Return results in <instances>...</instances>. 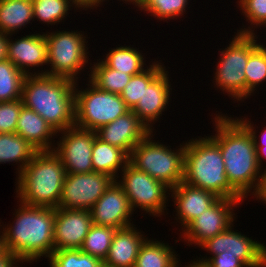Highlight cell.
<instances>
[{
    "label": "cell",
    "instance_id": "ac0fdd59",
    "mask_svg": "<svg viewBox=\"0 0 266 267\" xmlns=\"http://www.w3.org/2000/svg\"><path fill=\"white\" fill-rule=\"evenodd\" d=\"M170 190L177 205V216L184 228L219 199L211 191L191 186L183 181Z\"/></svg>",
    "mask_w": 266,
    "mask_h": 267
},
{
    "label": "cell",
    "instance_id": "1f68e13d",
    "mask_svg": "<svg viewBox=\"0 0 266 267\" xmlns=\"http://www.w3.org/2000/svg\"><path fill=\"white\" fill-rule=\"evenodd\" d=\"M71 4L81 7L76 0H33V19L55 25L64 19Z\"/></svg>",
    "mask_w": 266,
    "mask_h": 267
},
{
    "label": "cell",
    "instance_id": "d4e9b609",
    "mask_svg": "<svg viewBox=\"0 0 266 267\" xmlns=\"http://www.w3.org/2000/svg\"><path fill=\"white\" fill-rule=\"evenodd\" d=\"M169 245L145 239L133 267H177L178 258Z\"/></svg>",
    "mask_w": 266,
    "mask_h": 267
},
{
    "label": "cell",
    "instance_id": "60d3db41",
    "mask_svg": "<svg viewBox=\"0 0 266 267\" xmlns=\"http://www.w3.org/2000/svg\"><path fill=\"white\" fill-rule=\"evenodd\" d=\"M8 34L0 32V61L7 59Z\"/></svg>",
    "mask_w": 266,
    "mask_h": 267
},
{
    "label": "cell",
    "instance_id": "6da1fadb",
    "mask_svg": "<svg viewBox=\"0 0 266 267\" xmlns=\"http://www.w3.org/2000/svg\"><path fill=\"white\" fill-rule=\"evenodd\" d=\"M214 121L217 134L211 138L220 148L228 182L245 199L261 177L253 137L238 119L216 115Z\"/></svg>",
    "mask_w": 266,
    "mask_h": 267
},
{
    "label": "cell",
    "instance_id": "7c38bea8",
    "mask_svg": "<svg viewBox=\"0 0 266 267\" xmlns=\"http://www.w3.org/2000/svg\"><path fill=\"white\" fill-rule=\"evenodd\" d=\"M62 139L52 150L60 158L66 173H91L92 150L96 131L84 130L78 127H71L60 131ZM56 149V150H55Z\"/></svg>",
    "mask_w": 266,
    "mask_h": 267
},
{
    "label": "cell",
    "instance_id": "f35d334b",
    "mask_svg": "<svg viewBox=\"0 0 266 267\" xmlns=\"http://www.w3.org/2000/svg\"><path fill=\"white\" fill-rule=\"evenodd\" d=\"M248 130L249 132L251 133L252 137H253V140H254V143H255V149H256V154H257V159H258V163H259V166L260 168L262 167L261 166V163H262V159H263V156L264 158L266 157V142H261L259 143L257 141V136H256V133L255 131H253L254 127L251 125L250 121H248L247 119H238Z\"/></svg>",
    "mask_w": 266,
    "mask_h": 267
},
{
    "label": "cell",
    "instance_id": "7a4b0ae2",
    "mask_svg": "<svg viewBox=\"0 0 266 267\" xmlns=\"http://www.w3.org/2000/svg\"><path fill=\"white\" fill-rule=\"evenodd\" d=\"M26 75L22 100L57 133L75 125V82L50 75Z\"/></svg>",
    "mask_w": 266,
    "mask_h": 267
},
{
    "label": "cell",
    "instance_id": "5bb4252c",
    "mask_svg": "<svg viewBox=\"0 0 266 267\" xmlns=\"http://www.w3.org/2000/svg\"><path fill=\"white\" fill-rule=\"evenodd\" d=\"M239 202L235 199L219 198L211 207L182 228L184 239H187L191 245L195 243L201 247L208 239L225 231L233 225L235 213L233 214L232 207L241 204Z\"/></svg>",
    "mask_w": 266,
    "mask_h": 267
},
{
    "label": "cell",
    "instance_id": "7402d4cb",
    "mask_svg": "<svg viewBox=\"0 0 266 267\" xmlns=\"http://www.w3.org/2000/svg\"><path fill=\"white\" fill-rule=\"evenodd\" d=\"M16 133L38 151H51L50 138L57 132L34 110L22 107Z\"/></svg>",
    "mask_w": 266,
    "mask_h": 267
},
{
    "label": "cell",
    "instance_id": "7bdbcfd3",
    "mask_svg": "<svg viewBox=\"0 0 266 267\" xmlns=\"http://www.w3.org/2000/svg\"><path fill=\"white\" fill-rule=\"evenodd\" d=\"M77 3L81 6V8H94V6H98L103 2V0H76Z\"/></svg>",
    "mask_w": 266,
    "mask_h": 267
},
{
    "label": "cell",
    "instance_id": "603a6c76",
    "mask_svg": "<svg viewBox=\"0 0 266 267\" xmlns=\"http://www.w3.org/2000/svg\"><path fill=\"white\" fill-rule=\"evenodd\" d=\"M91 160L93 172L104 173L115 179L119 168L122 167V170L128 163L129 156L120 148L103 142L96 136Z\"/></svg>",
    "mask_w": 266,
    "mask_h": 267
},
{
    "label": "cell",
    "instance_id": "d6a6232c",
    "mask_svg": "<svg viewBox=\"0 0 266 267\" xmlns=\"http://www.w3.org/2000/svg\"><path fill=\"white\" fill-rule=\"evenodd\" d=\"M246 98L266 79V47L257 44L250 52L245 67Z\"/></svg>",
    "mask_w": 266,
    "mask_h": 267
},
{
    "label": "cell",
    "instance_id": "ab89813d",
    "mask_svg": "<svg viewBox=\"0 0 266 267\" xmlns=\"http://www.w3.org/2000/svg\"><path fill=\"white\" fill-rule=\"evenodd\" d=\"M261 177L259 178L258 185L255 189L254 196L266 203V170H264L263 174H260Z\"/></svg>",
    "mask_w": 266,
    "mask_h": 267
},
{
    "label": "cell",
    "instance_id": "f6af8a7d",
    "mask_svg": "<svg viewBox=\"0 0 266 267\" xmlns=\"http://www.w3.org/2000/svg\"><path fill=\"white\" fill-rule=\"evenodd\" d=\"M261 141L260 142H266V128L263 130L262 134H261ZM265 140V141H264Z\"/></svg>",
    "mask_w": 266,
    "mask_h": 267
},
{
    "label": "cell",
    "instance_id": "8d00e7d4",
    "mask_svg": "<svg viewBox=\"0 0 266 267\" xmlns=\"http://www.w3.org/2000/svg\"><path fill=\"white\" fill-rule=\"evenodd\" d=\"M240 7L251 25L266 26V0H240Z\"/></svg>",
    "mask_w": 266,
    "mask_h": 267
},
{
    "label": "cell",
    "instance_id": "ba28073f",
    "mask_svg": "<svg viewBox=\"0 0 266 267\" xmlns=\"http://www.w3.org/2000/svg\"><path fill=\"white\" fill-rule=\"evenodd\" d=\"M89 83L90 89L80 91L75 82V127L97 131L130 110L120 95Z\"/></svg>",
    "mask_w": 266,
    "mask_h": 267
},
{
    "label": "cell",
    "instance_id": "836d02e7",
    "mask_svg": "<svg viewBox=\"0 0 266 267\" xmlns=\"http://www.w3.org/2000/svg\"><path fill=\"white\" fill-rule=\"evenodd\" d=\"M49 261L50 267H102L104 265L101 259L83 253L80 249L54 250Z\"/></svg>",
    "mask_w": 266,
    "mask_h": 267
},
{
    "label": "cell",
    "instance_id": "44dd1931",
    "mask_svg": "<svg viewBox=\"0 0 266 267\" xmlns=\"http://www.w3.org/2000/svg\"><path fill=\"white\" fill-rule=\"evenodd\" d=\"M133 226L117 229L112 239L104 265L107 267H133L140 246L145 241Z\"/></svg>",
    "mask_w": 266,
    "mask_h": 267
},
{
    "label": "cell",
    "instance_id": "8fae6325",
    "mask_svg": "<svg viewBox=\"0 0 266 267\" xmlns=\"http://www.w3.org/2000/svg\"><path fill=\"white\" fill-rule=\"evenodd\" d=\"M116 179L99 173H66L58 208L90 210Z\"/></svg>",
    "mask_w": 266,
    "mask_h": 267
},
{
    "label": "cell",
    "instance_id": "9a60e30c",
    "mask_svg": "<svg viewBox=\"0 0 266 267\" xmlns=\"http://www.w3.org/2000/svg\"><path fill=\"white\" fill-rule=\"evenodd\" d=\"M92 224L90 210L55 208L54 250L80 249Z\"/></svg>",
    "mask_w": 266,
    "mask_h": 267
},
{
    "label": "cell",
    "instance_id": "5b68a950",
    "mask_svg": "<svg viewBox=\"0 0 266 267\" xmlns=\"http://www.w3.org/2000/svg\"><path fill=\"white\" fill-rule=\"evenodd\" d=\"M17 197L30 206L58 208L66 170L51 151H38L18 173Z\"/></svg>",
    "mask_w": 266,
    "mask_h": 267
},
{
    "label": "cell",
    "instance_id": "f1b7e54d",
    "mask_svg": "<svg viewBox=\"0 0 266 267\" xmlns=\"http://www.w3.org/2000/svg\"><path fill=\"white\" fill-rule=\"evenodd\" d=\"M25 75L8 59L0 61V102L22 99Z\"/></svg>",
    "mask_w": 266,
    "mask_h": 267
},
{
    "label": "cell",
    "instance_id": "2e32d148",
    "mask_svg": "<svg viewBox=\"0 0 266 267\" xmlns=\"http://www.w3.org/2000/svg\"><path fill=\"white\" fill-rule=\"evenodd\" d=\"M90 212L92 223L95 225L111 227L116 230L132 226L130 215L133 214V210L127 195L117 180L97 200Z\"/></svg>",
    "mask_w": 266,
    "mask_h": 267
},
{
    "label": "cell",
    "instance_id": "e0dca14e",
    "mask_svg": "<svg viewBox=\"0 0 266 267\" xmlns=\"http://www.w3.org/2000/svg\"><path fill=\"white\" fill-rule=\"evenodd\" d=\"M150 132L152 131L129 110L116 120L101 126L96 134L103 142L120 148L129 156L133 148Z\"/></svg>",
    "mask_w": 266,
    "mask_h": 267
},
{
    "label": "cell",
    "instance_id": "484cf974",
    "mask_svg": "<svg viewBox=\"0 0 266 267\" xmlns=\"http://www.w3.org/2000/svg\"><path fill=\"white\" fill-rule=\"evenodd\" d=\"M38 152L17 133H0V163L19 162V173Z\"/></svg>",
    "mask_w": 266,
    "mask_h": 267
},
{
    "label": "cell",
    "instance_id": "ffe728a7",
    "mask_svg": "<svg viewBox=\"0 0 266 267\" xmlns=\"http://www.w3.org/2000/svg\"><path fill=\"white\" fill-rule=\"evenodd\" d=\"M167 75L164 69L148 86H144L142 99L131 109L151 131L152 121L154 123L161 116L169 102L171 85Z\"/></svg>",
    "mask_w": 266,
    "mask_h": 267
},
{
    "label": "cell",
    "instance_id": "277c9868",
    "mask_svg": "<svg viewBox=\"0 0 266 267\" xmlns=\"http://www.w3.org/2000/svg\"><path fill=\"white\" fill-rule=\"evenodd\" d=\"M184 144L183 182L211 191L219 198L242 202L243 197L228 182L220 148L211 136L189 140Z\"/></svg>",
    "mask_w": 266,
    "mask_h": 267
},
{
    "label": "cell",
    "instance_id": "4fadbf2b",
    "mask_svg": "<svg viewBox=\"0 0 266 267\" xmlns=\"http://www.w3.org/2000/svg\"><path fill=\"white\" fill-rule=\"evenodd\" d=\"M201 246L214 254L213 256L223 252L234 255L247 267H266V246L241 233L232 231V225L208 239Z\"/></svg>",
    "mask_w": 266,
    "mask_h": 267
},
{
    "label": "cell",
    "instance_id": "83f0119b",
    "mask_svg": "<svg viewBox=\"0 0 266 267\" xmlns=\"http://www.w3.org/2000/svg\"><path fill=\"white\" fill-rule=\"evenodd\" d=\"M90 81L99 89L120 95L127 86L132 75L109 68L103 60L95 63Z\"/></svg>",
    "mask_w": 266,
    "mask_h": 267
},
{
    "label": "cell",
    "instance_id": "cb8c5ba5",
    "mask_svg": "<svg viewBox=\"0 0 266 267\" xmlns=\"http://www.w3.org/2000/svg\"><path fill=\"white\" fill-rule=\"evenodd\" d=\"M33 20V0H0V32L15 33Z\"/></svg>",
    "mask_w": 266,
    "mask_h": 267
},
{
    "label": "cell",
    "instance_id": "52a82bcc",
    "mask_svg": "<svg viewBox=\"0 0 266 267\" xmlns=\"http://www.w3.org/2000/svg\"><path fill=\"white\" fill-rule=\"evenodd\" d=\"M238 31L229 46L221 51V59L215 73V84L240 101L246 98L245 67L249 52L258 43L255 40V33L250 28Z\"/></svg>",
    "mask_w": 266,
    "mask_h": 267
},
{
    "label": "cell",
    "instance_id": "d590c367",
    "mask_svg": "<svg viewBox=\"0 0 266 267\" xmlns=\"http://www.w3.org/2000/svg\"><path fill=\"white\" fill-rule=\"evenodd\" d=\"M23 106L22 99L0 102V133H16L17 121Z\"/></svg>",
    "mask_w": 266,
    "mask_h": 267
},
{
    "label": "cell",
    "instance_id": "30bf717a",
    "mask_svg": "<svg viewBox=\"0 0 266 267\" xmlns=\"http://www.w3.org/2000/svg\"><path fill=\"white\" fill-rule=\"evenodd\" d=\"M122 180L118 184L128 197L130 207L139 208L152 213V215H162L166 208V193L171 189L165 183L152 178L143 171H139L129 162L122 169ZM135 206V207H134Z\"/></svg>",
    "mask_w": 266,
    "mask_h": 267
},
{
    "label": "cell",
    "instance_id": "d6986e66",
    "mask_svg": "<svg viewBox=\"0 0 266 267\" xmlns=\"http://www.w3.org/2000/svg\"><path fill=\"white\" fill-rule=\"evenodd\" d=\"M10 40L11 39H8L7 59L25 76L30 73L27 68L48 64L47 39L45 33L42 35L38 33L27 35L15 42Z\"/></svg>",
    "mask_w": 266,
    "mask_h": 267
},
{
    "label": "cell",
    "instance_id": "8992f818",
    "mask_svg": "<svg viewBox=\"0 0 266 267\" xmlns=\"http://www.w3.org/2000/svg\"><path fill=\"white\" fill-rule=\"evenodd\" d=\"M151 133L133 148L128 162L172 189L184 180L185 145L175 152L153 142Z\"/></svg>",
    "mask_w": 266,
    "mask_h": 267
},
{
    "label": "cell",
    "instance_id": "bcb514c9",
    "mask_svg": "<svg viewBox=\"0 0 266 267\" xmlns=\"http://www.w3.org/2000/svg\"><path fill=\"white\" fill-rule=\"evenodd\" d=\"M126 2L128 1V2H133V4H134V0H125Z\"/></svg>",
    "mask_w": 266,
    "mask_h": 267
},
{
    "label": "cell",
    "instance_id": "74e56055",
    "mask_svg": "<svg viewBox=\"0 0 266 267\" xmlns=\"http://www.w3.org/2000/svg\"><path fill=\"white\" fill-rule=\"evenodd\" d=\"M192 264L195 267H247L239 258L225 252L208 259H197Z\"/></svg>",
    "mask_w": 266,
    "mask_h": 267
},
{
    "label": "cell",
    "instance_id": "7dc6e473",
    "mask_svg": "<svg viewBox=\"0 0 266 267\" xmlns=\"http://www.w3.org/2000/svg\"><path fill=\"white\" fill-rule=\"evenodd\" d=\"M187 267V266H186ZM188 267H195L193 264L190 263V265H188Z\"/></svg>",
    "mask_w": 266,
    "mask_h": 267
},
{
    "label": "cell",
    "instance_id": "f546056e",
    "mask_svg": "<svg viewBox=\"0 0 266 267\" xmlns=\"http://www.w3.org/2000/svg\"><path fill=\"white\" fill-rule=\"evenodd\" d=\"M160 63H152L150 67L143 72L133 75L120 94L126 106L131 110L141 99L144 94V86H148L163 70Z\"/></svg>",
    "mask_w": 266,
    "mask_h": 267
},
{
    "label": "cell",
    "instance_id": "3957f363",
    "mask_svg": "<svg viewBox=\"0 0 266 267\" xmlns=\"http://www.w3.org/2000/svg\"><path fill=\"white\" fill-rule=\"evenodd\" d=\"M20 203L15 225L2 232L6 250L21 262H31L43 255L49 258L54 251L55 208Z\"/></svg>",
    "mask_w": 266,
    "mask_h": 267
},
{
    "label": "cell",
    "instance_id": "9c48e42d",
    "mask_svg": "<svg viewBox=\"0 0 266 267\" xmlns=\"http://www.w3.org/2000/svg\"><path fill=\"white\" fill-rule=\"evenodd\" d=\"M47 39L48 64L52 69L35 75H50L68 78L75 81L78 72L88 62L86 37L82 34L69 31H58L45 34Z\"/></svg>",
    "mask_w": 266,
    "mask_h": 267
},
{
    "label": "cell",
    "instance_id": "4316f807",
    "mask_svg": "<svg viewBox=\"0 0 266 267\" xmlns=\"http://www.w3.org/2000/svg\"><path fill=\"white\" fill-rule=\"evenodd\" d=\"M106 58L103 59L104 63L109 67L117 71L129 75H137L144 70V58L137 49L127 46L116 47L112 49Z\"/></svg>",
    "mask_w": 266,
    "mask_h": 267
},
{
    "label": "cell",
    "instance_id": "e575fe53",
    "mask_svg": "<svg viewBox=\"0 0 266 267\" xmlns=\"http://www.w3.org/2000/svg\"><path fill=\"white\" fill-rule=\"evenodd\" d=\"M188 0H136L134 3L140 9L148 11L159 20L176 18L185 11Z\"/></svg>",
    "mask_w": 266,
    "mask_h": 267
},
{
    "label": "cell",
    "instance_id": "ee69618b",
    "mask_svg": "<svg viewBox=\"0 0 266 267\" xmlns=\"http://www.w3.org/2000/svg\"><path fill=\"white\" fill-rule=\"evenodd\" d=\"M7 252L4 237L3 235L0 236V257H2Z\"/></svg>",
    "mask_w": 266,
    "mask_h": 267
},
{
    "label": "cell",
    "instance_id": "4dcf8cb0",
    "mask_svg": "<svg viewBox=\"0 0 266 267\" xmlns=\"http://www.w3.org/2000/svg\"><path fill=\"white\" fill-rule=\"evenodd\" d=\"M115 231L116 229L111 227L92 224L80 250L104 261L108 255Z\"/></svg>",
    "mask_w": 266,
    "mask_h": 267
},
{
    "label": "cell",
    "instance_id": "b9f144b4",
    "mask_svg": "<svg viewBox=\"0 0 266 267\" xmlns=\"http://www.w3.org/2000/svg\"><path fill=\"white\" fill-rule=\"evenodd\" d=\"M16 261L20 262L15 256L11 255L8 251L0 257V267H16L14 266Z\"/></svg>",
    "mask_w": 266,
    "mask_h": 267
}]
</instances>
